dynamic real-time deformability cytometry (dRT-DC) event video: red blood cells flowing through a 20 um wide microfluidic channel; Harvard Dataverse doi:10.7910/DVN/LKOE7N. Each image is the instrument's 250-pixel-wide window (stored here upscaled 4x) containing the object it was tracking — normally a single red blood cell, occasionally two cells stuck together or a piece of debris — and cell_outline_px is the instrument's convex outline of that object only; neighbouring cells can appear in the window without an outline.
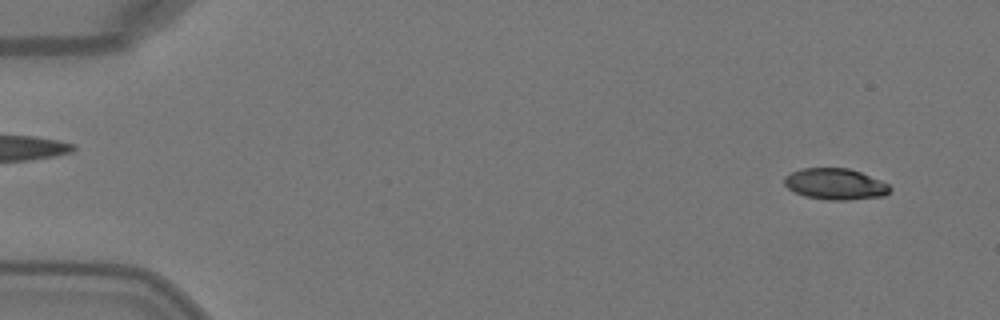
{"species": "Egyptian fruit bat (a non-hibernating species)", "species_latin": "Rousettus aegyptiacus", "temperature_condition": "warm", "stored_images_in_passage": 3, "camera_frame_rate_fps": 3000, "um_per_image_px": 0.085, "animal": {"sex": "female"}, "frame": {"image": 1, "passage_image": 3, "time_ms": 0.667, "image_size_px": [1000, 320], "cell_outline_px": [[892, 188], [884, 196], [848, 200], [828, 200], [804, 196], [788, 188], [784, 184], [784, 176], [800, 168], [848, 168], [860, 172], [880, 180], [888, 184]], "centroid_in_image_um": [70.99, 15.64], "position_along_channel_um": 14.0, "area_um2": 19.19}}